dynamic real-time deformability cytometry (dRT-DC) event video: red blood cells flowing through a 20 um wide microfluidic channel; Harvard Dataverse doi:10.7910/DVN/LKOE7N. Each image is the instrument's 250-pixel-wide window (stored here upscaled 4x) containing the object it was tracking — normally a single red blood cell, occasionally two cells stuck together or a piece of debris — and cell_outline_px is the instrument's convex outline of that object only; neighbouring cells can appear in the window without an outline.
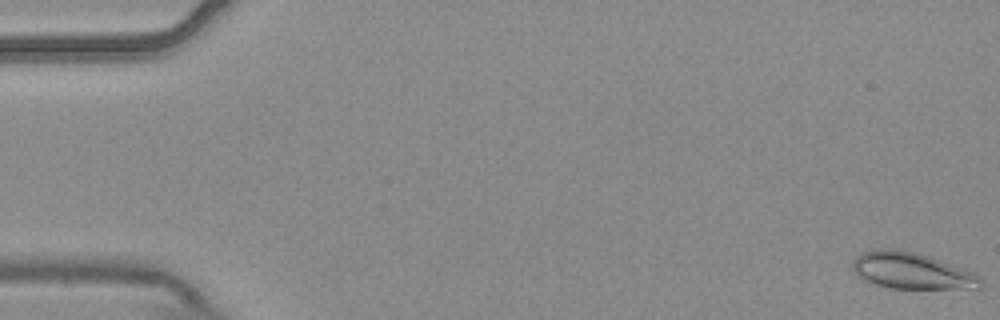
{"species": "common noctule bat (a hibernating species)", "species_latin": "Nyctalus noctula", "temperature_condition": "warm", "stored_images_in_passage": 9, "camera_frame_rate_fps": 3000, "um_per_image_px": 0.085, "animal": {"sex": "male", "body_mass_g": 20.4}, "frame": {"image": 1, "passage_image": 1, "time_ms": 0.0, "image_size_px": [1000, 320], "cell_outline_px": [[984, 284], [980, 288], [892, 288], [876, 284], [860, 276], [852, 268], [852, 260], [860, 252], [876, 248], [896, 248], [928, 256], [976, 272], [984, 280]], "centroid_in_image_um": [77.53, 23.0], "position_along_channel_um": 7.5, "area_um2": 27.22}}
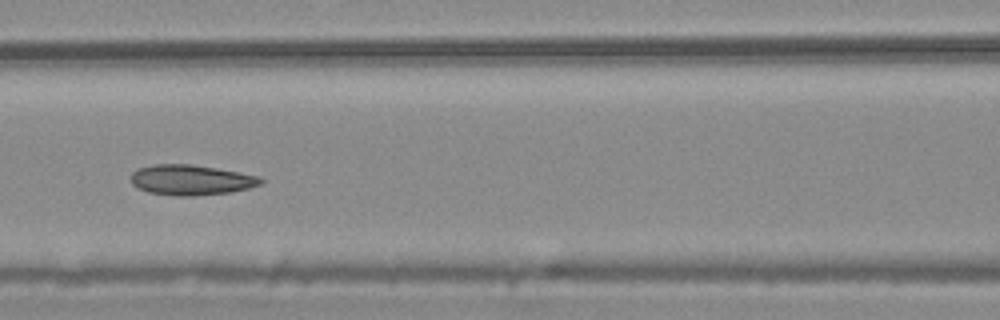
{"frame": {"image": 2, "passage_image": 7, "time_ms": 2.0, "image_size_px": [1000, 320], "cell_outline_px": [[264, 180], [260, 184], [248, 188], [232, 192], [192, 196], [176, 196], [148, 192], [132, 184], [132, 172], [136, 168], [152, 164], [192, 164], [216, 168], [260, 176]], "centroid_in_image_um": [16.23, 15.29], "position_along_channel_um": 150.4, "area_um2": 22.95}}
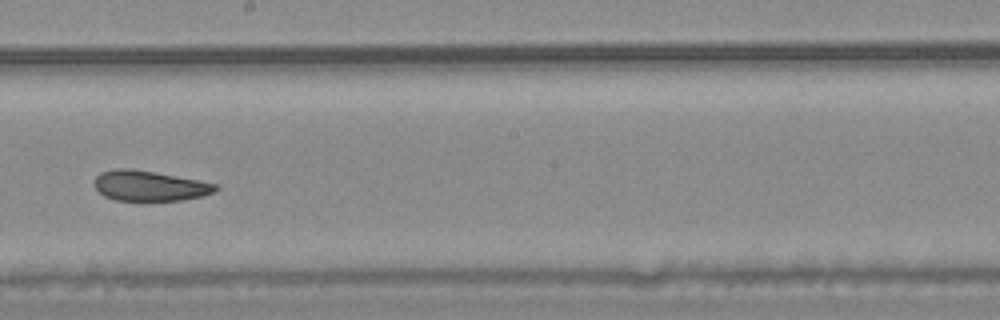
{"frame": {"image": 3, "passage_image": 9, "time_ms": 2.667, "image_size_px": [1000, 320], "cell_outline_px": [[220, 188], [212, 192], [200, 196], [180, 200], [116, 200], [104, 196], [92, 184], [96, 176], [100, 172], [116, 168], [128, 168], [156, 172], [216, 184]], "centroid_in_image_um": [12.64, 15.78], "position_along_channel_um": 235.6, "area_um2": 21.15}}